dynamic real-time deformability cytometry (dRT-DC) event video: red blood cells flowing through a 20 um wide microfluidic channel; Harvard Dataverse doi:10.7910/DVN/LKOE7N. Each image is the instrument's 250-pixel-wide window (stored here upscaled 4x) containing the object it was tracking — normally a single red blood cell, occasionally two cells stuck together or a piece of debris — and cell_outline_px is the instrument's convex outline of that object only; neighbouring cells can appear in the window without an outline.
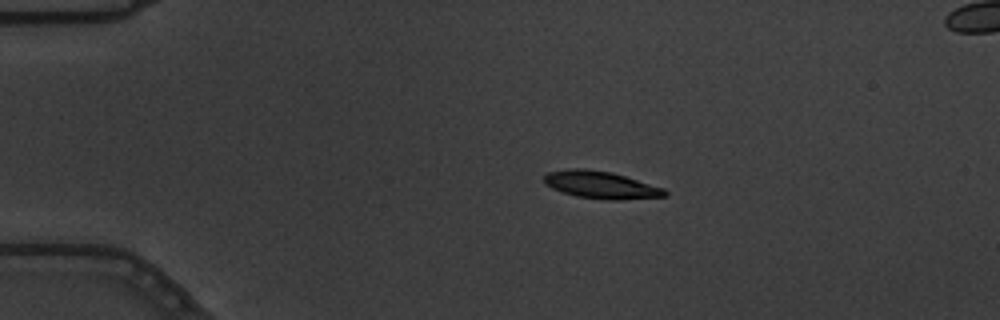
{"species": "common noctule bat (a hibernating species)", "species_latin": "Nyctalus noctula", "temperature_condition": "warm", "stored_images_in_passage": 10, "camera_frame_rate_fps": 3000, "um_per_image_px": 0.085, "animal": {"sex": "male", "body_mass_g": 19.5, "forearm_length_mm": 54.6}, "frame": {"image": 1, "passage_image": 2, "time_ms": 0.333, "image_size_px": [1000, 320], "cell_outline_px": [[668, 196], [620, 200], [604, 200], [576, 196], [552, 188], [544, 184], [544, 176], [548, 172], [572, 168], [584, 168], [612, 172], [664, 188], [668, 192]], "centroid_in_image_um": [51.09, 15.72], "position_along_channel_um": 33.9, "area_um2": 19.31}}
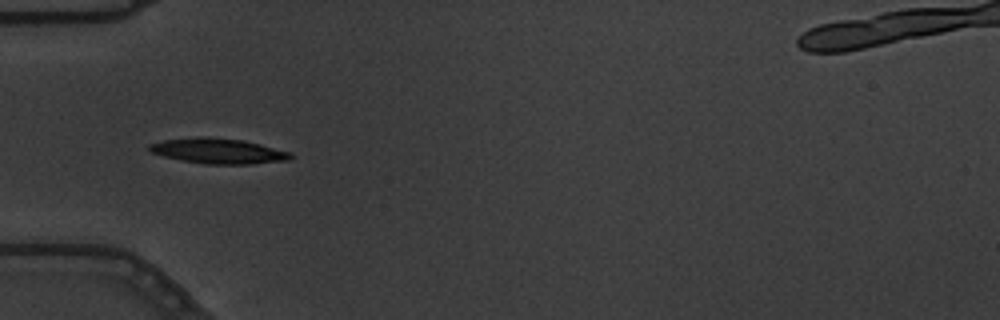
{"frame": {"image": 2, "passage_image": 4, "time_ms": 1.0, "image_size_px": [1000, 320], "cell_outline_px": [[292, 160], [252, 164], [204, 164], [180, 160], [164, 156], [152, 152], [148, 148], [148, 144], [164, 140], [196, 136], [204, 136], [244, 140], [292, 152]], "centroid_in_image_um": [18.58, 12.83], "position_along_channel_um": 66.4, "area_um2": 21.04}}